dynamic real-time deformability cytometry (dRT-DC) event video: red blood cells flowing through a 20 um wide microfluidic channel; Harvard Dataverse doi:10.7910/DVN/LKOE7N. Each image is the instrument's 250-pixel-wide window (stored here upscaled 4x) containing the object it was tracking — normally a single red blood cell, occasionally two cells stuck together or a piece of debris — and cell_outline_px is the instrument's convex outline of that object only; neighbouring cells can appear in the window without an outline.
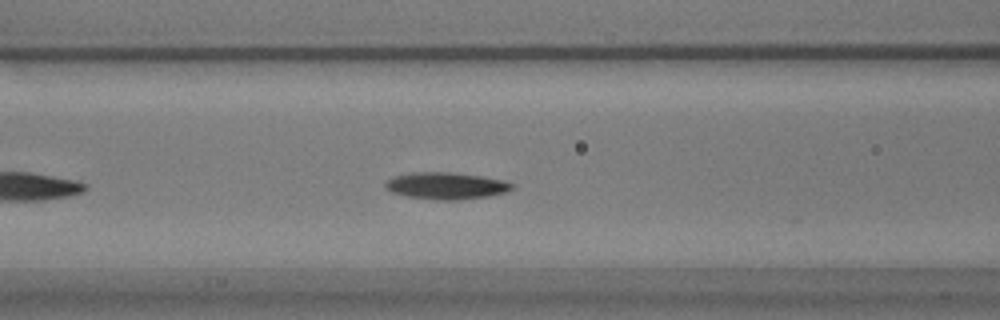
{"species": "common noctule bat (a hibernating species)", "species_latin": "Nyctalus noctula", "temperature_condition": "warm", "stored_images_in_passage": 38, "camera_frame_rate_fps": 3000, "um_per_image_px": 0.085, "animal": {"sex": "male", "body_mass_g": 17.9}, "frame": {"image": 1, "passage_image": 10, "time_ms": 3.0, "image_size_px": [1000, 320], "cell_outline_px": [[516, 188], [508, 192], [488, 196], [456, 200], [440, 200], [404, 196], [392, 192], [384, 188], [384, 184], [392, 176], [412, 172], [452, 172], [484, 176], [504, 180], [516, 184]], "centroid_in_image_um": [37.96, 15.78], "position_along_channel_um": 128.6, "area_um2": 20.23}}
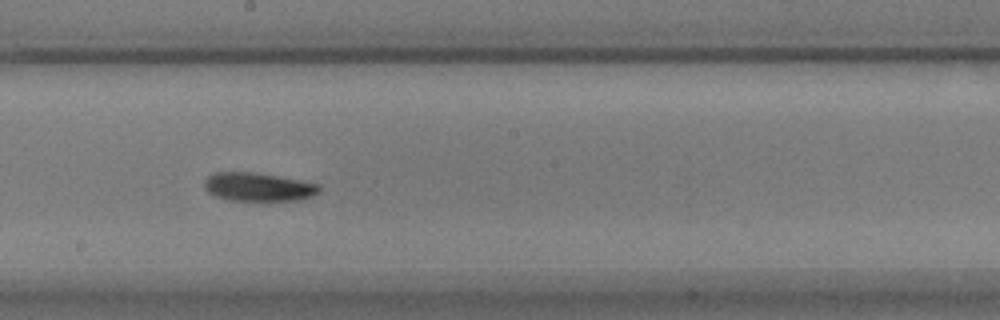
{"frame": {"image": 2, "passage_image": 18, "time_ms": 5.667, "image_size_px": [1000, 320], "cell_outline_px": [[320, 192], [312, 196], [296, 200], [228, 200], [216, 196], [208, 192], [204, 188], [204, 180], [208, 176], [216, 172], [252, 172], [300, 180], [320, 184]], "centroid_in_image_um": [21.94, 15.88], "position_along_channel_um": 226.3, "area_um2": 18.96}}
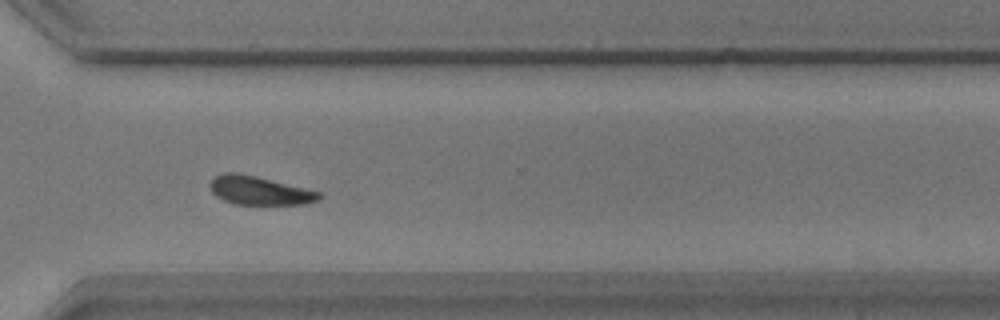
{"frame": {"image": 3, "passage_image": 28, "time_ms": 9.0, "image_size_px": [1000, 320], "cell_outline_px": [[320, 196], [316, 200], [308, 204], [232, 204], [216, 196], [212, 192], [208, 184], [216, 176], [224, 172], [236, 172], [256, 176], [320, 192]], "centroid_in_image_um": [21.99, 16.19], "position_along_channel_um": 348.6, "area_um2": 17.98}, "authors_computed_cell_mechanics": {"area_um2": 18.9873, "velocity_mm_per_s": 3.664, "shape_relaxation_time_tau1_ms": 2.402, "shape_relaxation_time_tau2_ms": null, "deformation_change_tau1": 0.1133, "deformation_change_tau2": null}}